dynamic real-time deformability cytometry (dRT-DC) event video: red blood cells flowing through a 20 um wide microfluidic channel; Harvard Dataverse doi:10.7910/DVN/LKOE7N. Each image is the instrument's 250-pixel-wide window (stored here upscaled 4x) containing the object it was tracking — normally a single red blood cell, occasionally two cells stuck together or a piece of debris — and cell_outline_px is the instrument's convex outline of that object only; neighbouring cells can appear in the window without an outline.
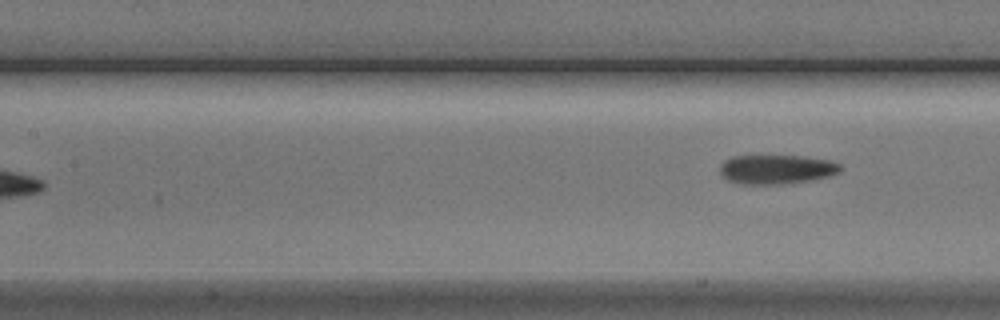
{"species": "Egyptian fruit bat (a non-hibernating species)", "species_latin": "Rousettus aegyptiacus", "temperature_condition": "cold", "stored_images_in_passage": 7, "camera_frame_rate_fps": 3000, "um_per_image_px": 0.085, "animal": {"sex": "male"}, "frame": {"image": 1, "passage_image": 7, "time_ms": 8.333, "image_size_px": [1000, 320], "cell_outline_px": [[840, 172], [828, 176], [808, 180], [772, 184], [748, 184], [732, 180], [724, 176], [720, 172], [720, 164], [724, 160], [732, 156], [800, 156], [828, 160], [840, 164]], "centroid_in_image_um": [65.99, 14.37], "position_along_channel_um": 141.4, "area_um2": 19.94}}